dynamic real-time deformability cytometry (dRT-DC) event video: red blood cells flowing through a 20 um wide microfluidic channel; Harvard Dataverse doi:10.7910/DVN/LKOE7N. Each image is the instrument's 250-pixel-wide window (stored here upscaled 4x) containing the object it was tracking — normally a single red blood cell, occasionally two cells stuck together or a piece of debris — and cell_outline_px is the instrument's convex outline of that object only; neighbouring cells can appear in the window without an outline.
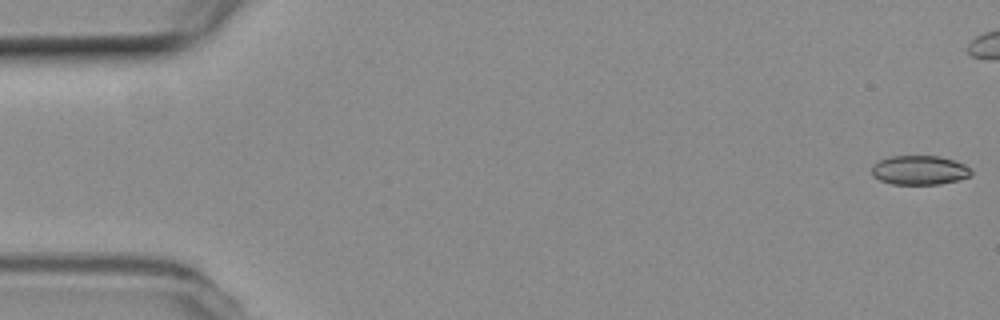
{"species": "common noctule bat (a hibernating species)", "species_latin": "Nyctalus noctula", "temperature_condition": "room temperature", "stored_images_in_passage": 56, "camera_frame_rate_fps": 3000, "um_per_image_px": 0.085, "animal": {"sex": "female", "body_mass_g": 19.3, "forearm_length_mm": 54.1}, "frame": {"image": 1, "passage_image": 1, "time_ms": 0.0, "image_size_px": [1000, 320], "cell_outline_px": [[972, 172], [968, 176], [956, 180], [940, 184], [892, 184], [880, 180], [872, 176], [872, 164], [888, 156], [940, 156], [964, 164]], "centroid_in_image_um": [78.1, 14.46], "position_along_channel_um": 6.9, "area_um2": 16.82}}
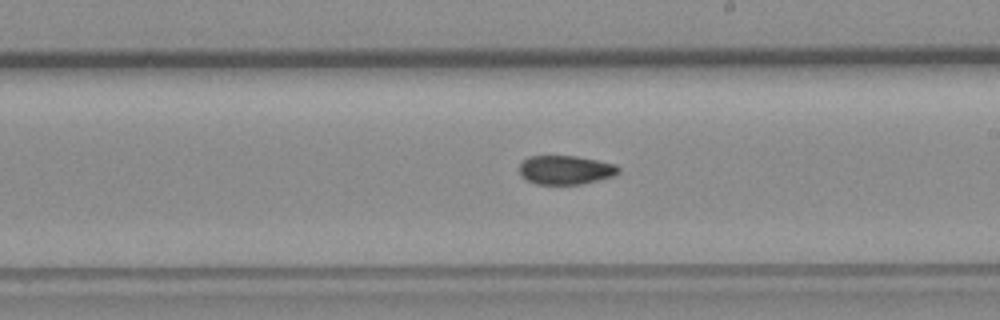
{"frame": {"image": 2, "passage_image": 31, "time_ms": 10.0, "image_size_px": [1000, 320], "cell_outline_px": [[620, 172], [612, 176], [580, 184], [536, 184], [520, 176], [520, 164], [528, 156], [576, 156], [616, 164], [620, 168]], "centroid_in_image_um": [48.06, 14.44], "position_along_channel_um": 240.9, "area_um2": 16.59}}
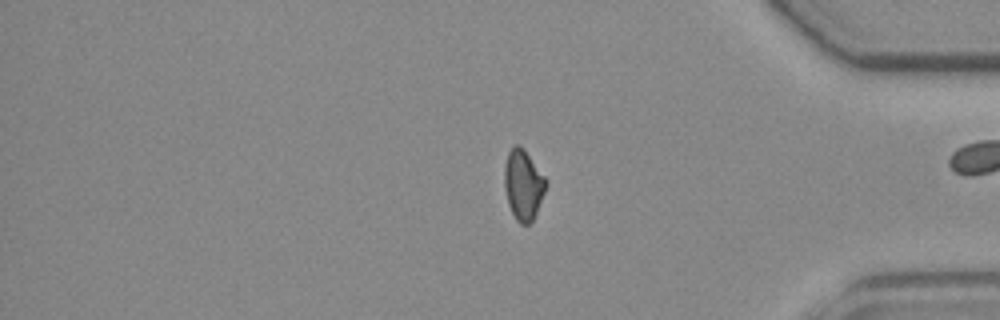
{"frame": {"image": 3, "passage_image": 45, "time_ms": 14.667, "image_size_px": [1000, 320], "cell_outline_px": [[548, 184], [536, 212], [532, 220], [528, 224], [520, 224], [516, 220], [508, 204], [504, 184], [504, 164], [508, 152], [516, 144], [520, 144], [524, 148], [548, 180]], "centroid_in_image_um": [44.48, 15.67], "position_along_channel_um": 390.7, "area_um2": 17.11}, "authors_computed_cell_mechanics": {"area_um2": 17.2822, "velocity_mm_per_s": 3.7556, "shape_relaxation_time_tau1_ms": null, "shape_relaxation_time_tau2_ms": 8.8353, "deformation_change_tau1": null, "deformation_change_tau2": 0.1108}}